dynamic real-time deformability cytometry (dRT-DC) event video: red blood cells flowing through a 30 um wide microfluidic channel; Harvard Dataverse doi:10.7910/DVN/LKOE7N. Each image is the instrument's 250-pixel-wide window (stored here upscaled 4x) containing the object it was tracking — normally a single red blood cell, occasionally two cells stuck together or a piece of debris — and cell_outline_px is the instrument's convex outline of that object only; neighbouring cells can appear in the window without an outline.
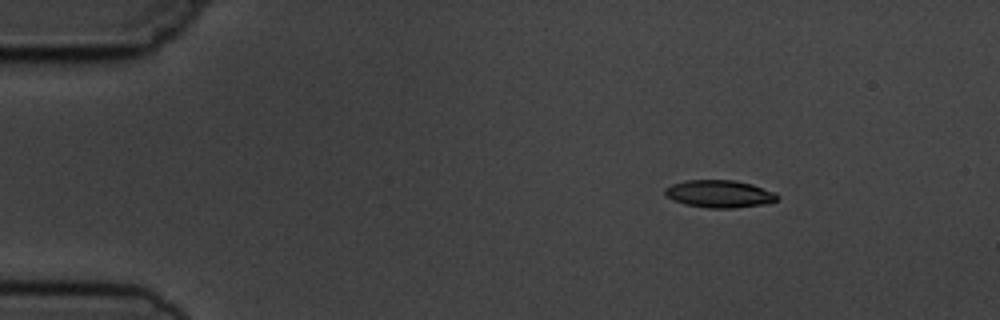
{"species": "common noctule bat (a hibernating species)", "species_latin": "Nyctalus noctula", "temperature_condition": "cold", "stored_images_in_passage": 5, "camera_frame_rate_fps": 3000, "um_per_image_px": 0.085, "animal": {"sex": "male", "body_mass_g": 19.5, "forearm_length_mm": 54.6}, "frame": {"image": 1, "passage_image": 2, "time_ms": 2.0, "image_size_px": [1000, 320], "cell_outline_px": [[780, 196], [776, 200], [764, 204], [736, 208], [708, 208], [684, 204], [672, 200], [664, 196], [664, 188], [672, 184], [688, 180], [732, 180], [752, 184], [776, 192]], "centroid_in_image_um": [61.13, 16.48], "position_along_channel_um": 23.9, "area_um2": 18.15}}
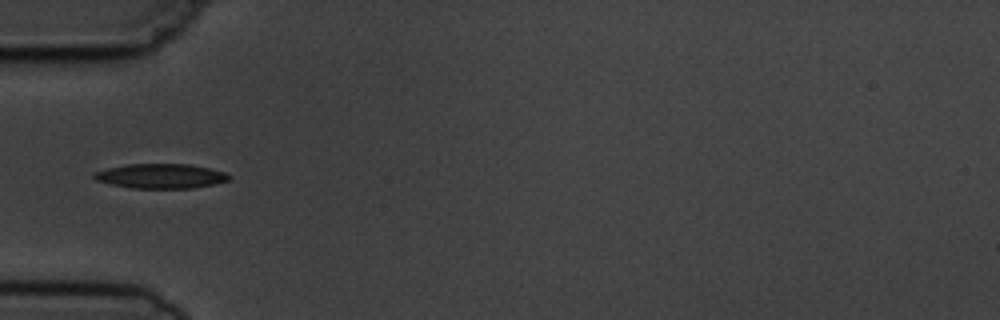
{"frame": {"image": 2, "passage_image": 5, "time_ms": 5.333, "image_size_px": [1000, 320], "cell_outline_px": [[228, 180], [212, 184], [192, 188], [132, 188], [112, 184], [96, 180], [92, 176], [92, 172], [108, 168], [128, 164], [188, 164], [208, 168], [224, 172], [228, 176]], "centroid_in_image_um": [13.6, 14.96], "position_along_channel_um": 71.4, "area_um2": 19.07}}